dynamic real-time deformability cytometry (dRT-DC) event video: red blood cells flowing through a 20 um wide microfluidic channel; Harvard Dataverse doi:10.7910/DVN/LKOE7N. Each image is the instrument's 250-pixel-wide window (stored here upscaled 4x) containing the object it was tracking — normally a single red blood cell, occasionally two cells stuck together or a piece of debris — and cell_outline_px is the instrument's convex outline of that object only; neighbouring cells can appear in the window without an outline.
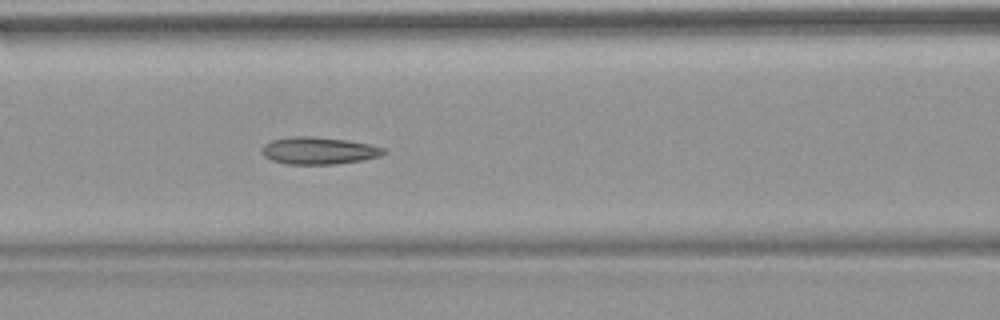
{"species": "common noctule bat (a hibernating species)", "species_latin": "Nyctalus noctula", "temperature_condition": "warm", "stored_images_in_passage": 53, "camera_frame_rate_fps": 3000, "um_per_image_px": 0.085, "animal": {"sex": "female", "body_mass_g": 18.4}, "frame": {"image": 1, "passage_image": 23, "time_ms": 7.333, "image_size_px": [1000, 320], "cell_outline_px": [[388, 152], [380, 156], [364, 160], [336, 164], [284, 164], [272, 160], [264, 156], [260, 152], [260, 148], [264, 144], [272, 140], [288, 136], [312, 136], [348, 140], [368, 144], [384, 148]], "centroid_in_image_um": [27.06, 12.8], "position_along_channel_um": 139.5, "area_um2": 19.59}, "authors_computed_cell_mechanics": {"area_um2": 19.652, "velocity_mm_per_s": 3.8078, "shape_relaxation_time_tau1_ms": null, "shape_relaxation_time_tau2_ms": 2.8004, "deformation_change_tau1": null, "deformation_change_tau2": 0.1011}}